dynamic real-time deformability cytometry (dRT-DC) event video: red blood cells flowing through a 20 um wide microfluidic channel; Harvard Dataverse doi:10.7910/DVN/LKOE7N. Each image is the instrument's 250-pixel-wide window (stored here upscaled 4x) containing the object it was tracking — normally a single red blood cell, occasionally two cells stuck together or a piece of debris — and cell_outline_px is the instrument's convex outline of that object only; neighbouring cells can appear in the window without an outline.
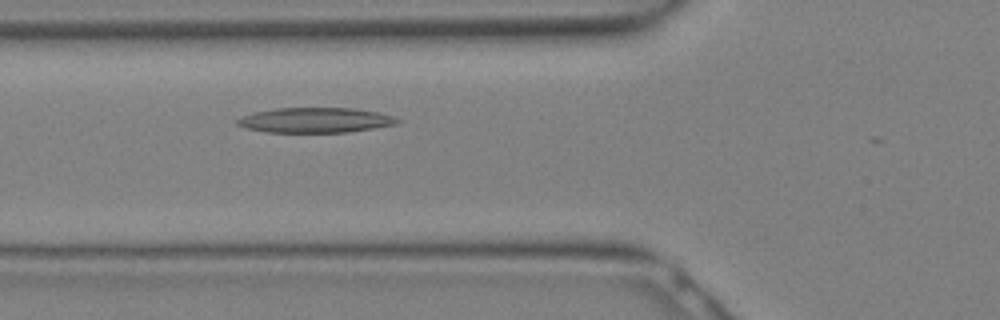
{"species": "Egyptian fruit bat (a non-hibernating species)", "species_latin": "Rousettus aegyptiacus", "temperature_condition": "warm", "stored_images_in_passage": 8, "camera_frame_rate_fps": 3000, "um_per_image_px": 0.085, "animal": {"sex": "female"}, "frame": {"image": 1, "passage_image": 8, "time_ms": 2.333, "image_size_px": [1000, 320], "cell_outline_px": [[400, 120], [396, 124], [348, 132], [268, 132], [248, 128], [236, 124], [236, 120], [252, 112], [276, 108], [352, 108], [380, 112], [392, 116]], "centroid_in_image_um": [26.8, 10.2], "position_along_channel_um": 99.0, "area_um2": 23.18}}